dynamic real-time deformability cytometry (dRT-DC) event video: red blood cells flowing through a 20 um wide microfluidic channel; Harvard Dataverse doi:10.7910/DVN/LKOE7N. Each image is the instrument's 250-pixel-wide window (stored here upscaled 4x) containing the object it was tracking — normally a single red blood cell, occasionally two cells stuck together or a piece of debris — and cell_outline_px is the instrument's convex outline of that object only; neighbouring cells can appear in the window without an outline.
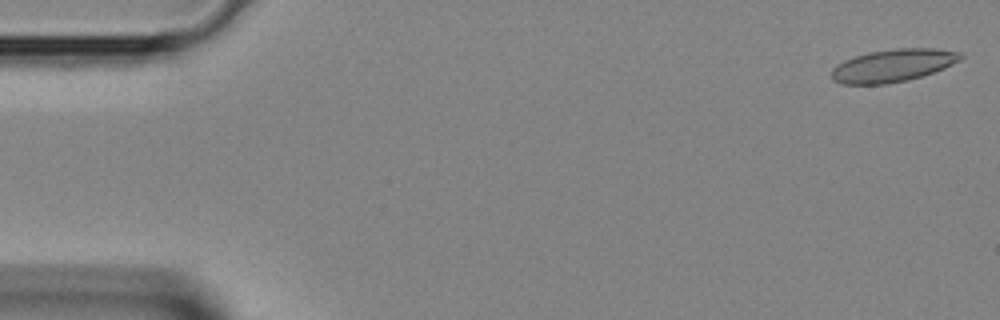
{"species": "Egyptian fruit bat (a non-hibernating species)", "species_latin": "Rousettus aegyptiacus", "temperature_condition": "room temperature", "stored_images_in_passage": 40, "camera_frame_rate_fps": 3000, "um_per_image_px": 0.085, "animal": {"sex": "female"}, "frame": {"image": 1, "passage_image": 1, "time_ms": 0.0, "image_size_px": [1000, 320], "cell_outline_px": [[964, 56], [960, 60], [944, 68], [908, 80], [888, 84], [840, 84], [832, 80], [832, 68], [836, 64], [844, 60], [868, 52], [896, 48], [936, 48], [960, 52]], "centroid_in_image_um": [75.88, 5.56], "position_along_channel_um": 9.1, "area_um2": 24.62}}
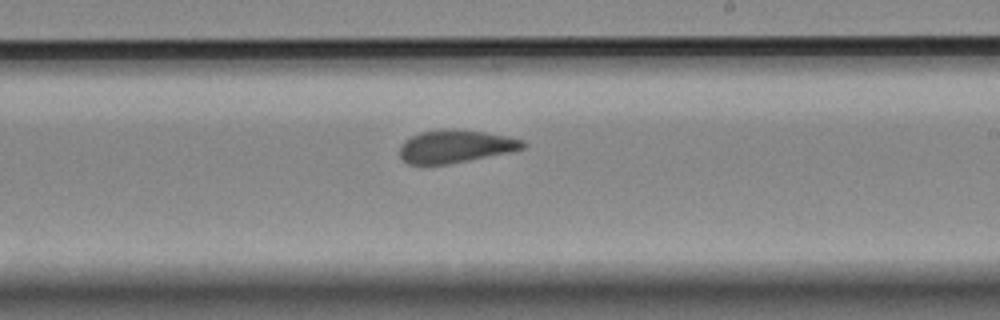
{"frame": {"image": 2, "passage_image": 23, "time_ms": 7.333, "image_size_px": [1000, 320], "cell_outline_px": [[528, 144], [524, 148], [512, 152], [448, 164], [408, 164], [400, 156], [400, 144], [404, 140], [420, 132], [440, 128], [444, 128], [484, 132], [524, 140]], "centroid_in_image_um": [38.71, 12.44], "position_along_channel_um": 250.3, "area_um2": 23.64}}
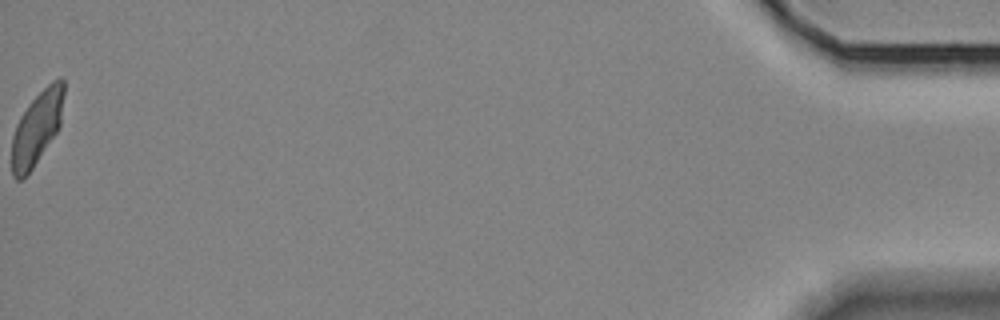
{"frame": {"image": 3, "passage_image": 40, "time_ms": 13.0, "image_size_px": [1000, 320], "cell_outline_px": [[64, 92], [60, 124], [56, 132], [32, 168], [20, 180], [16, 180], [12, 176], [12, 136], [16, 124], [20, 116], [28, 104], [52, 80], [60, 76], [64, 80]], "centroid_in_image_um": [3.13, 10.84], "position_along_channel_um": 432.1, "area_um2": 21.96}}